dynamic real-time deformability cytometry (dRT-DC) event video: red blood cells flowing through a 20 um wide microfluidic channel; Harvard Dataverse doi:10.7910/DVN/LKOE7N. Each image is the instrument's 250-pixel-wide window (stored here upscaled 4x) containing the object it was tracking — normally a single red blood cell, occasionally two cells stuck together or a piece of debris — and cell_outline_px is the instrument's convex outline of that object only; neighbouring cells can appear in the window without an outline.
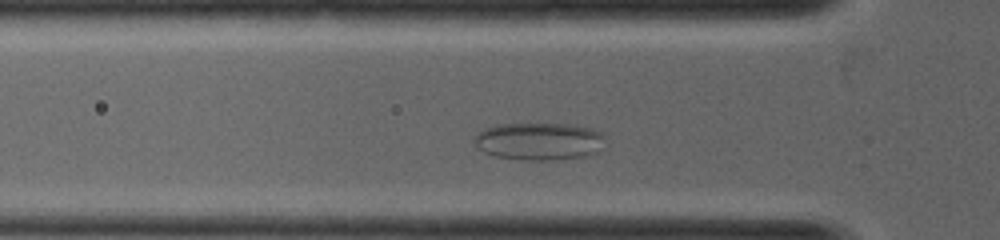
{"species": "common noctule bat (a hibernating species)", "species_latin": "Nyctalus noctula", "temperature_condition": "warm", "stored_images_in_passage": 26, "camera_frame_rate_fps": 5000, "um_per_image_px": 0.085, "animal": {"sex": "female", "body_mass_g": 19.0, "forearm_length_mm": 53.3}, "frame": {"image": 1, "passage_image": 6, "time_ms": 1.0, "image_size_px": [1000, 240], "cell_outline_px": [[604, 136], [596, 152], [584, 156], [552, 160], [520, 160], [492, 156], [484, 152], [472, 140], [484, 128], [496, 124], [576, 124], [592, 128], [604, 132]], "centroid_in_image_um": [45.8, 12.0], "position_along_channel_um": 80.0, "area_um2": 28.67}}
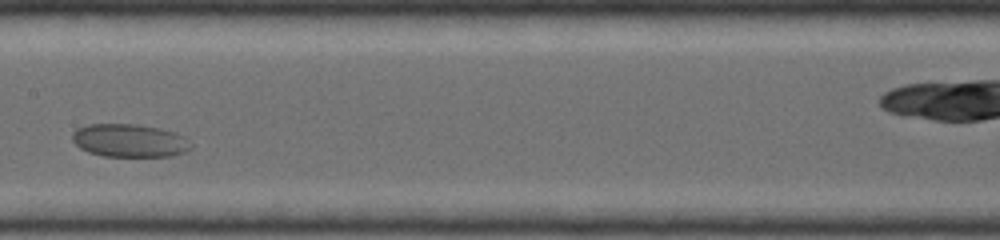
{"frame": {"image": 2, "passage_image": 13, "time_ms": 2.4, "image_size_px": [1000, 240], "cell_outline_px": [[192, 148], [184, 152], [172, 156], [104, 156], [88, 152], [80, 148], [72, 140], [72, 132], [76, 128], [88, 124], [136, 124], [160, 128], [176, 132], [184, 136], [192, 144]], "centroid_in_image_um": [11.01, 11.94], "position_along_channel_um": 196.4, "area_um2": 23.06}}
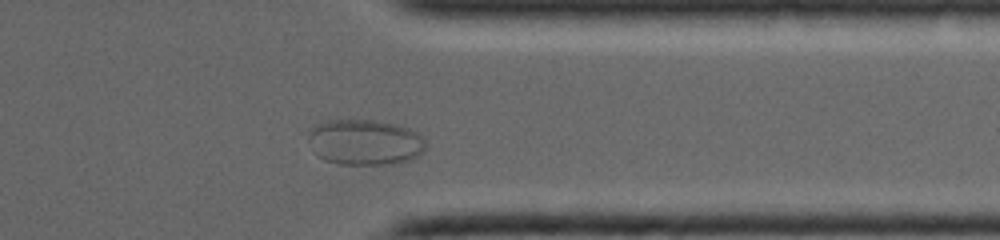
{"frame": {"image": 3, "passage_image": 24, "time_ms": 4.6, "image_size_px": [1000, 240], "cell_outline_px": [[424, 148], [412, 160], [392, 164], [340, 164], [324, 160], [316, 152], [308, 140], [308, 136], [312, 124], [324, 120], [376, 120], [396, 124], [408, 128], [416, 132], [424, 140]], "centroid_in_image_um": [30.98, 12.07], "position_along_channel_um": 380.4, "area_um2": 31.21}}